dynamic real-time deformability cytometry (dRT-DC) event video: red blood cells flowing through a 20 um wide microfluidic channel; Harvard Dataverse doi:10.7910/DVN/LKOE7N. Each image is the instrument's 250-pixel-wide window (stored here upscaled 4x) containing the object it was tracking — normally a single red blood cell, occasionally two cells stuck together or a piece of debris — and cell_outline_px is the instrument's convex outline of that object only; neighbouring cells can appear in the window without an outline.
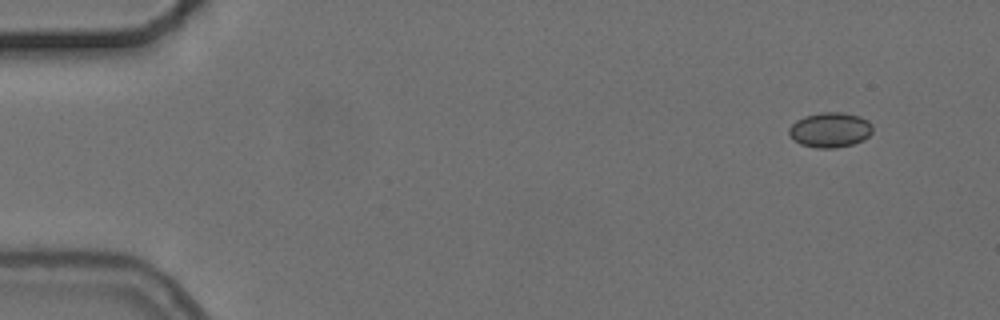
{"species": "common noctule bat (a hibernating species)", "species_latin": "Nyctalus noctula", "temperature_condition": "cold", "stored_images_in_passage": 8, "camera_frame_rate_fps": 3000, "um_per_image_px": 0.085, "animal": {"sex": "female", "body_mass_g": 24.6, "forearm_length_mm": 56.2}, "frame": {"image": 1, "passage_image": 1, "time_ms": 0.0, "image_size_px": [1000, 320], "cell_outline_px": [[872, 132], [864, 140], [852, 144], [836, 148], [816, 148], [800, 144], [788, 132], [788, 128], [796, 120], [804, 116], [820, 112], [840, 112], [860, 116], [868, 120], [872, 124]], "centroid_in_image_um": [70.57, 11.03], "position_along_channel_um": 14.4, "area_um2": 17.11}}
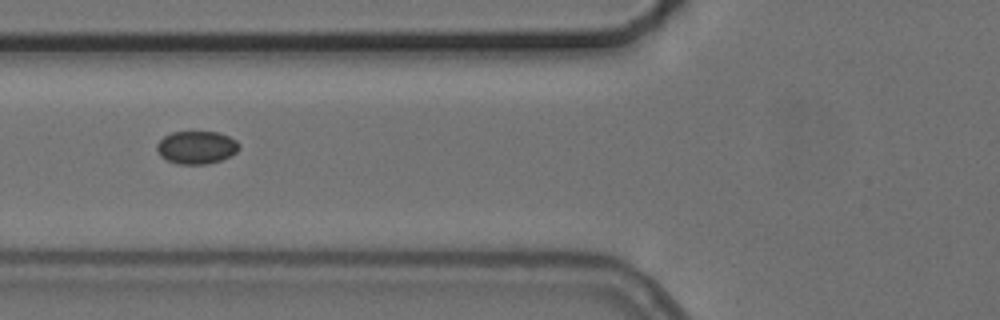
{"frame": {"image": 2, "passage_image": 6, "time_ms": 5.667, "image_size_px": [1000, 320], "cell_outline_px": [[240, 148], [236, 152], [220, 160], [208, 164], [176, 164], [160, 156], [156, 148], [156, 144], [164, 136], [172, 132], [216, 132], [228, 136], [236, 140], [240, 144]], "centroid_in_image_um": [16.69, 12.53], "position_along_channel_um": 109.1, "area_um2": 15.72}}
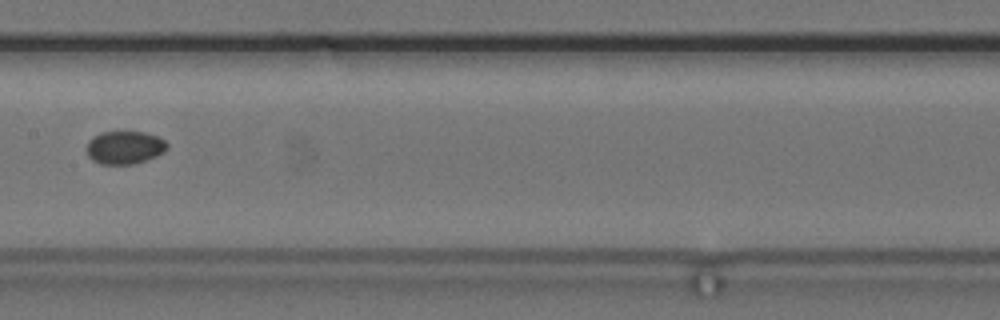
{"frame": {"image": 3, "passage_image": 8, "time_ms": 8.0, "image_size_px": [1000, 320], "cell_outline_px": [[168, 148], [164, 152], [156, 156], [132, 164], [100, 164], [92, 160], [88, 156], [88, 140], [100, 132], [144, 132], [156, 136], [164, 140], [168, 144]], "centroid_in_image_um": [10.6, 12.53], "position_along_channel_um": 196.8, "area_um2": 15.37}}